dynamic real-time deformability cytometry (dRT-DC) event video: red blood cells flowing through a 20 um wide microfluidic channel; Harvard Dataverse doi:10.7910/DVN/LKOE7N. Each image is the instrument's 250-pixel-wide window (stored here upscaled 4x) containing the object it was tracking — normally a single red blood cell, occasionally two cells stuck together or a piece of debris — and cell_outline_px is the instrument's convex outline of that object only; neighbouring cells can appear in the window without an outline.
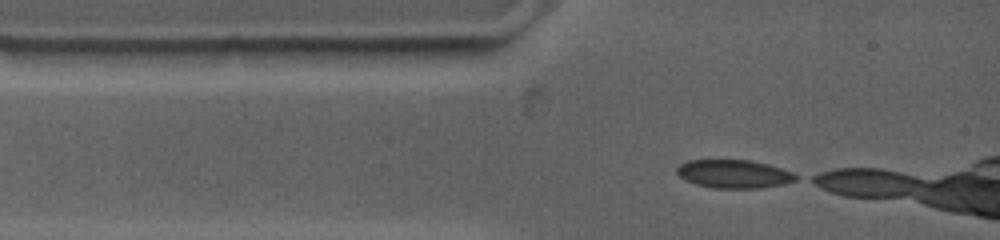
{"species": "common noctule bat (a hibernating species)", "species_latin": "Nyctalus noctula", "temperature_condition": "warm", "stored_images_in_passage": 4, "camera_frame_rate_fps": 4500, "um_per_image_px": 0.085, "animal": {"sex": "female", "body_mass_g": 19.0, "forearm_length_mm": 53.3}, "frame": {"image": 1, "passage_image": 1, "time_ms": 0.0, "image_size_px": [1000, 240], "cell_outline_px": [[800, 176], [796, 180], [784, 184], [760, 188], [712, 188], [696, 184], [684, 180], [676, 172], [676, 168], [680, 164], [688, 160], [748, 160], [780, 168], [792, 172]], "centroid_in_image_um": [62.36, 14.79], "position_along_channel_um": 22.6, "area_um2": 19.59}}